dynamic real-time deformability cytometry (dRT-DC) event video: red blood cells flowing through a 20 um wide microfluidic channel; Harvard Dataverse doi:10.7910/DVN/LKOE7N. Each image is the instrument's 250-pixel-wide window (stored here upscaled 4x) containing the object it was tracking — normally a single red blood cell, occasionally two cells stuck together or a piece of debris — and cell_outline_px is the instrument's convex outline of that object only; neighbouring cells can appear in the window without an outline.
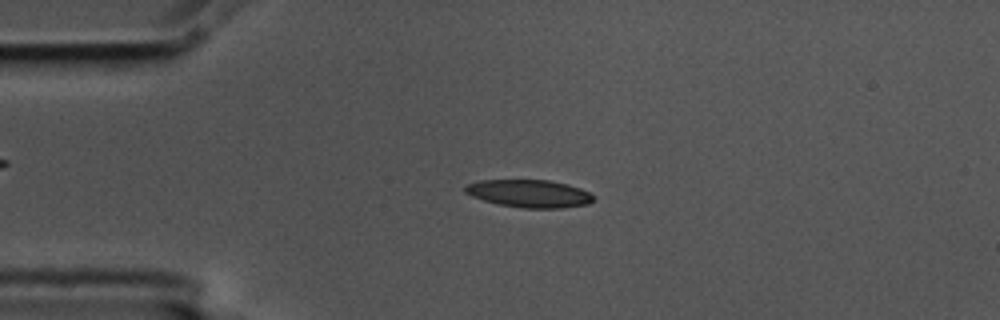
{"species": "common noctule bat (a hibernating species)", "species_latin": "Nyctalus noctula", "temperature_condition": "cold", "stored_images_in_passage": 5, "camera_frame_rate_fps": 3000, "um_per_image_px": 0.085, "animal": {"sex": "male", "body_mass_g": 17.5, "forearm_length_mm": 52.3}, "frame": {"image": 1, "passage_image": 3, "time_ms": 0.667, "image_size_px": [1000, 320], "cell_outline_px": [[596, 196], [588, 204], [564, 208], [524, 208], [500, 204], [484, 200], [472, 196], [464, 192], [464, 188], [468, 184], [480, 180], [548, 180], [568, 184], [580, 188]], "centroid_in_image_um": [45.01, 16.45], "position_along_channel_um": 40.0, "area_um2": 20.63}}